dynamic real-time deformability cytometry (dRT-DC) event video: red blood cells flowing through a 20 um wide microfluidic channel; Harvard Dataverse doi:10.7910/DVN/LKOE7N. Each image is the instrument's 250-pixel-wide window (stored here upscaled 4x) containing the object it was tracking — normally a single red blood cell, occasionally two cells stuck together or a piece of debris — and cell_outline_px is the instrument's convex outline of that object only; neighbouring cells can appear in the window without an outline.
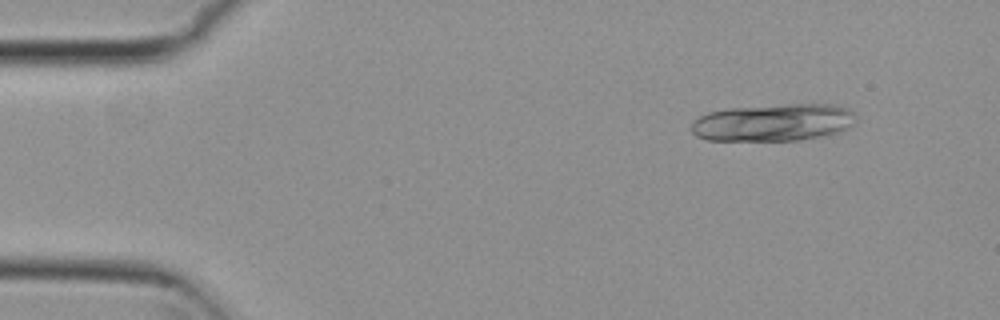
{"species": "common noctule bat (a hibernating species)", "species_latin": "Nyctalus noctula", "temperature_condition": "cold", "stored_images_in_passage": 9, "camera_frame_rate_fps": 3000, "um_per_image_px": 0.085, "animal": {"sex": "female", "body_mass_g": 29.2, "forearm_length_mm": 56.3}, "frame": {"image": 1, "passage_image": 1, "time_ms": 0.0, "image_size_px": [1000, 320], "cell_outline_px": [[856, 124], [848, 128], [824, 136], [800, 140], [708, 140], [696, 136], [692, 132], [692, 124], [700, 116], [708, 112], [728, 108], [784, 104], [836, 104], [852, 112], [856, 116]], "centroid_in_image_um": [65.76, 10.4], "position_along_channel_um": 19.2, "area_um2": 35.84}}